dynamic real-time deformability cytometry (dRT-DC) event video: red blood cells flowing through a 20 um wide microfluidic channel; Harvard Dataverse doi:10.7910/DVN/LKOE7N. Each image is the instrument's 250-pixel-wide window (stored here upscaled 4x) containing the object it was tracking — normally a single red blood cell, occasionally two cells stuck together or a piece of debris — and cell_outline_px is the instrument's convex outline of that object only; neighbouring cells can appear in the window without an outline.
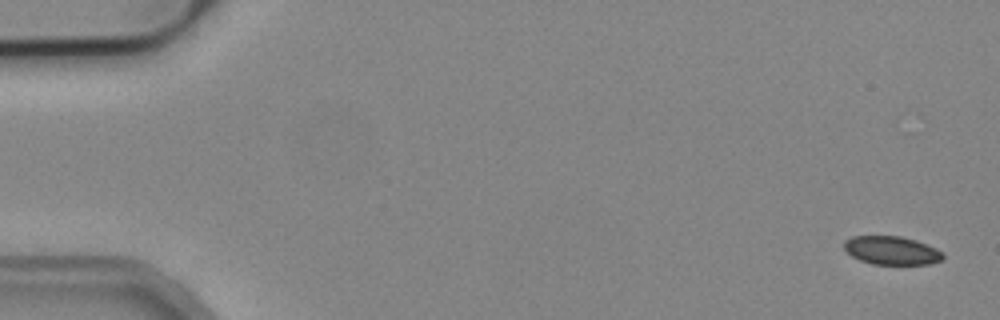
{"species": "common noctule bat (a hibernating species)", "species_latin": "Nyctalus noctula", "temperature_condition": "cold", "stored_images_in_passage": 5, "camera_frame_rate_fps": 3000, "um_per_image_px": 0.085, "animal": {"sex": "male", "body_mass_g": 19.2, "forearm_length_mm": 51.8}, "frame": {"image": 1, "passage_image": 1, "time_ms": 0.0, "image_size_px": [1000, 320], "cell_outline_px": [[944, 256], [940, 260], [928, 264], [872, 264], [860, 260], [852, 256], [844, 248], [844, 240], [852, 236], [900, 236], [916, 240], [936, 248], [944, 252]], "centroid_in_image_um": [75.78, 21.28], "position_along_channel_um": 9.2, "area_um2": 16.36}}
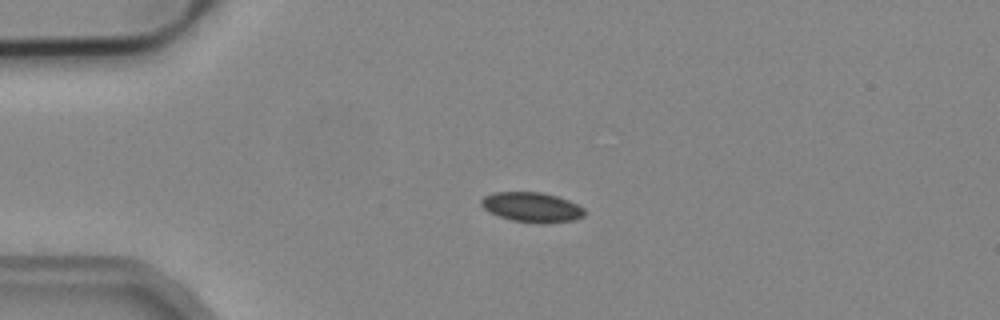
{"frame": {"image": 2, "passage_image": 4, "time_ms": 1.0, "image_size_px": [1000, 320], "cell_outline_px": [[584, 216], [572, 220], [544, 224], [512, 220], [488, 212], [480, 204], [480, 200], [484, 196], [492, 192], [540, 192], [556, 196], [568, 200], [584, 208]], "centroid_in_image_um": [45.18, 17.61], "position_along_channel_um": 39.8, "area_um2": 17.92}}